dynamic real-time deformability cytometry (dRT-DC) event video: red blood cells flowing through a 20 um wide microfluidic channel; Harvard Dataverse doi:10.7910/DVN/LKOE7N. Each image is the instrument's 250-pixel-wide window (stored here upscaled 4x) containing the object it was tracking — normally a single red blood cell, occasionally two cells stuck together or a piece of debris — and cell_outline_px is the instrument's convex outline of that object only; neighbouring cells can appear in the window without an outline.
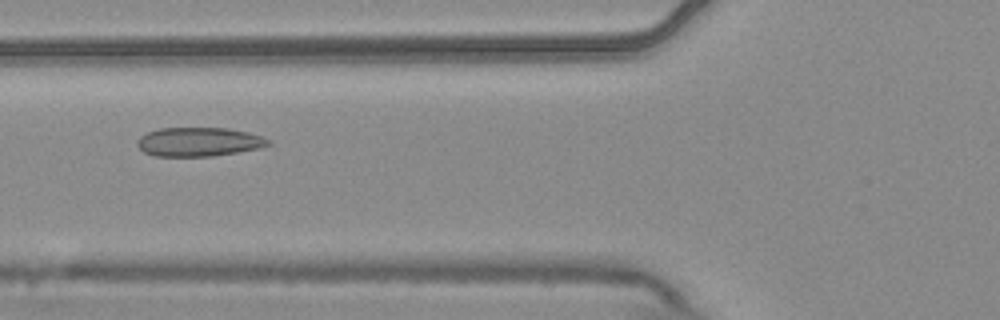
{"species": "common noctule bat (a hibernating species)", "species_latin": "Nyctalus noctula", "temperature_condition": "warm", "stored_images_in_passage": 7, "camera_frame_rate_fps": 3000, "um_per_image_px": 0.085, "animal": {"sex": "male", "body_mass_g": 20.4}, "frame": {"image": 1, "passage_image": 3, "time_ms": 0.667, "image_size_px": [1000, 320], "cell_outline_px": [[272, 144], [260, 148], [212, 156], [156, 156], [144, 152], [136, 144], [136, 140], [140, 136], [148, 132], [160, 128], [228, 128], [248, 132], [260, 136], [268, 140]], "centroid_in_image_um": [16.88, 12.05], "position_along_channel_um": 108.9, "area_um2": 22.02}}
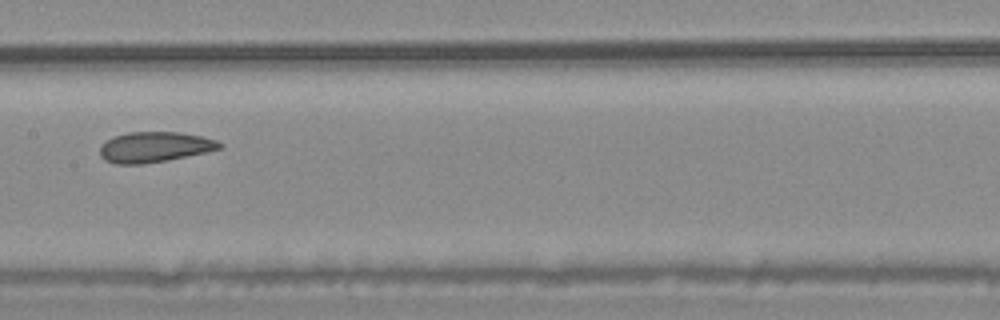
{"frame": {"image": 2, "passage_image": 5, "time_ms": 1.333, "image_size_px": [1000, 320], "cell_outline_px": [[224, 148], [164, 160], [140, 164], [116, 164], [104, 160], [100, 156], [100, 144], [116, 136], [128, 132], [180, 132], [200, 136], [216, 140], [224, 144]], "centroid_in_image_um": [13.12, 12.49], "position_along_channel_um": 194.3, "area_um2": 20.98}}
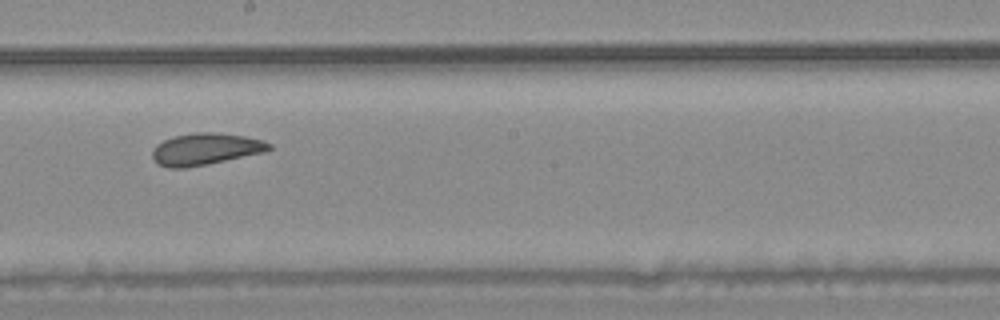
{"frame": {"image": 3, "passage_image": 6, "time_ms": 1.667, "image_size_px": [1000, 320], "cell_outline_px": [[272, 148], [264, 152], [208, 164], [184, 168], [168, 168], [160, 164], [152, 156], [152, 148], [156, 144], [164, 140], [176, 136], [196, 132], [212, 132], [244, 136], [264, 140], [272, 144]], "centroid_in_image_um": [17.48, 12.67], "position_along_channel_um": 230.7, "area_um2": 21.5}}